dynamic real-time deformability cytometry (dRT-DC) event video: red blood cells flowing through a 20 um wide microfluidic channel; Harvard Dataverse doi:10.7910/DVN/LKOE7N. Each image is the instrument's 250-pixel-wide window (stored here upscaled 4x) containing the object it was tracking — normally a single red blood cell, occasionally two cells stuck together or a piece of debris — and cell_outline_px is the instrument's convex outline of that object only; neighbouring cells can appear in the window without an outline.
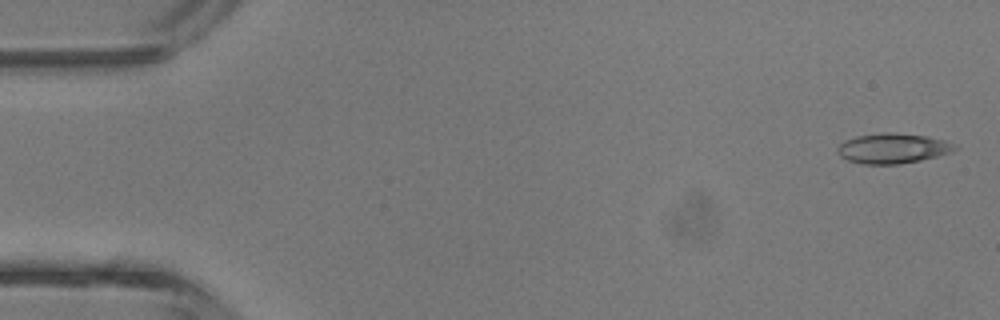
{"species": "common noctule bat (a hibernating species)", "species_latin": "Nyctalus noctula", "temperature_condition": "room temperature", "stored_images_in_passage": 43, "camera_frame_rate_fps": 3000, "um_per_image_px": 0.085, "animal": {"sex": "male", "body_mass_g": 13.3}, "frame": {"image": 1, "passage_image": 1, "time_ms": 0.0, "image_size_px": [1000, 320], "cell_outline_px": [[960, 148], [952, 152], [920, 160], [900, 164], [864, 164], [848, 160], [840, 156], [836, 152], [836, 148], [844, 140], [856, 136], [880, 132], [896, 132], [928, 136], [944, 140], [956, 144]], "centroid_in_image_um": [75.89, 12.59], "position_along_channel_um": 9.1, "area_um2": 20.87}}
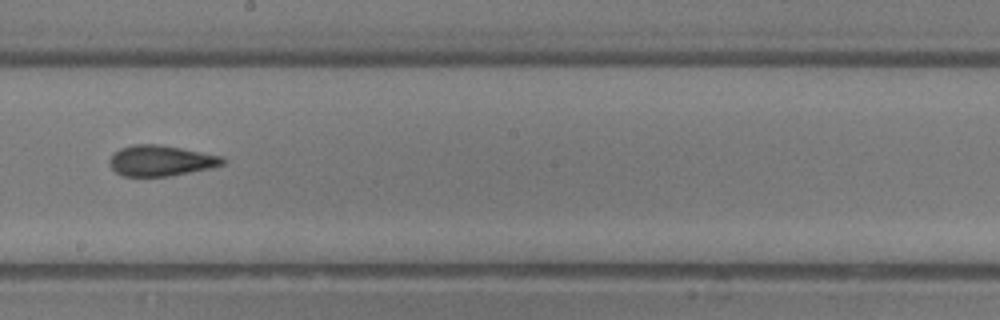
{"frame": {"image": 2, "passage_image": 24, "time_ms": 7.667, "image_size_px": [1000, 320], "cell_outline_px": [[228, 160], [224, 164], [208, 168], [168, 176], [124, 176], [116, 172], [108, 164], [108, 160], [112, 152], [120, 148], [136, 144], [160, 144], [224, 156]], "centroid_in_image_um": [13.65, 13.64], "position_along_channel_um": 234.5, "area_um2": 20.35}}
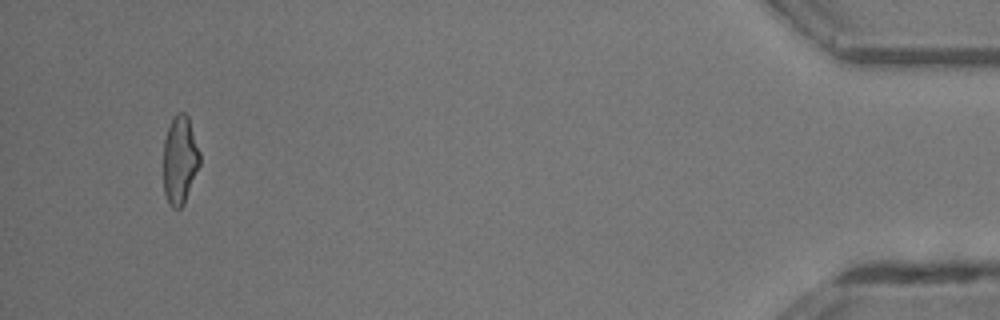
{"frame": {"image": 3, "passage_image": 41, "time_ms": 13.333, "image_size_px": [1000, 320], "cell_outline_px": [[200, 164], [184, 204], [180, 208], [172, 208], [164, 192], [164, 140], [168, 128], [176, 112], [184, 112], [188, 116], [200, 152]], "centroid_in_image_um": [15.3, 13.59], "position_along_channel_um": 419.9, "area_um2": 18.61}, "authors_computed_cell_mechanics": {"area_um2": 20.2878, "velocity_mm_per_s": 4.7185, "shape_relaxation_time_tau1_ms": null, "shape_relaxation_time_tau2_ms": 1.5602, "deformation_change_tau1": null, "deformation_change_tau2": 0.1094}}